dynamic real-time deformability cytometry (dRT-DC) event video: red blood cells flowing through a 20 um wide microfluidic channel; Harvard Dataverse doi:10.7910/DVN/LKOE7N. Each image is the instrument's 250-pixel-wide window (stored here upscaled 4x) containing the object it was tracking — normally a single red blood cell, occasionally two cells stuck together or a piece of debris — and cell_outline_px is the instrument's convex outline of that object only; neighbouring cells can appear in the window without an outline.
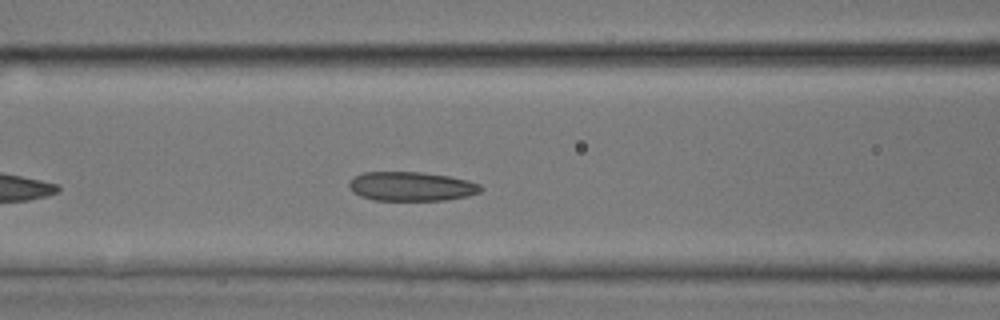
{"species": "common noctule bat (a hibernating species)", "species_latin": "Nyctalus noctula", "temperature_condition": "room temperature", "stored_images_in_passage": 22, "camera_frame_rate_fps": 3000, "um_per_image_px": 0.085, "animal": {"sex": "male", "body_mass_g": 17.9, "forearm_length_mm": 54.2}, "frame": {"image": 1, "passage_image": 7, "time_ms": 2.0, "image_size_px": [1000, 320], "cell_outline_px": [[484, 188], [480, 192], [468, 196], [444, 200], [376, 200], [360, 196], [352, 192], [348, 184], [356, 176], [364, 172], [420, 172], [448, 176], [468, 180], [480, 184]], "centroid_in_image_um": [34.99, 15.84], "position_along_channel_um": 131.6, "area_um2": 22.31}}
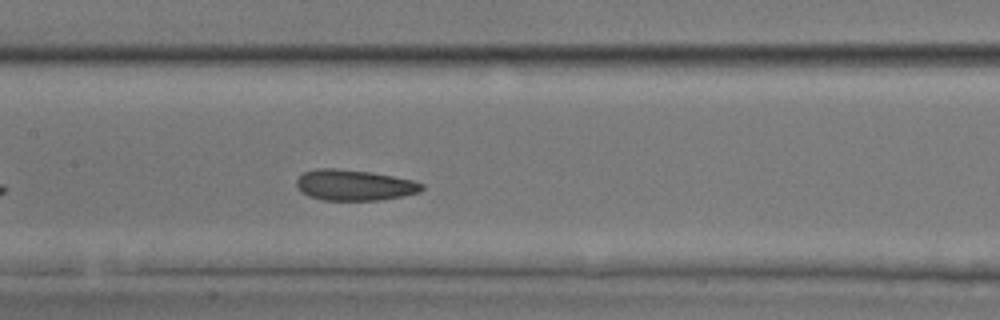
{"frame": {"image": 2, "passage_image": 10, "time_ms": 3.0, "image_size_px": [1000, 320], "cell_outline_px": [[424, 188], [420, 192], [404, 196], [380, 200], [324, 200], [308, 196], [300, 192], [296, 184], [296, 180], [304, 172], [316, 168], [336, 168], [368, 172], [392, 176], [412, 180], [424, 184]], "centroid_in_image_um": [30.1, 15.74], "position_along_channel_um": 177.3, "area_um2": 22.54}}
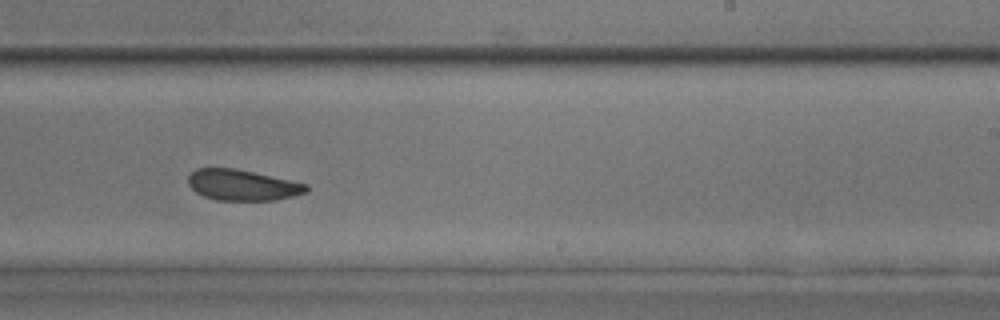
{"frame": {"image": 3, "passage_image": 16, "time_ms": 5.0, "image_size_px": [1000, 320], "cell_outline_px": [[308, 192], [276, 200], [216, 200], [204, 196], [196, 192], [188, 184], [188, 176], [196, 168], [236, 168], [308, 184]], "centroid_in_image_um": [20.6, 15.73], "position_along_channel_um": 268.4, "area_um2": 21.21}}